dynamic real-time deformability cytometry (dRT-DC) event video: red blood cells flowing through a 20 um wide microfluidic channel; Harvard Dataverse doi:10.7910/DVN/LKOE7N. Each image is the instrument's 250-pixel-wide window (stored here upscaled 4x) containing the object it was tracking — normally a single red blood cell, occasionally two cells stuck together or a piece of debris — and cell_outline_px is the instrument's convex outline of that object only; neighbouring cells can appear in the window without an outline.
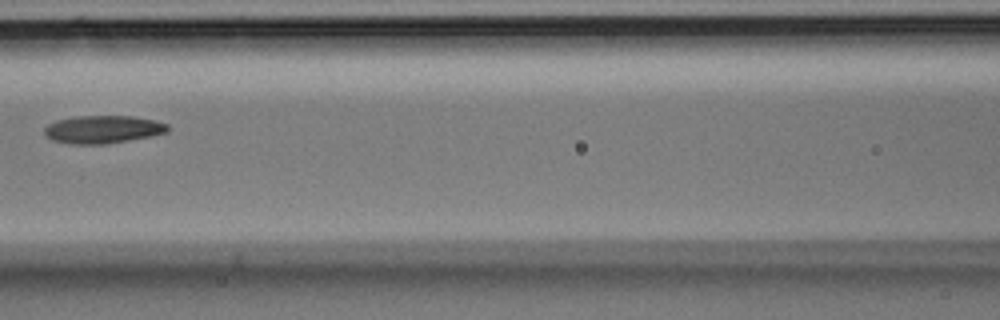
{"species": "Egyptian fruit bat (a non-hibernating species)", "species_latin": "Rousettus aegyptiacus", "temperature_condition": "room temperature", "stored_images_in_passage": 5, "camera_frame_rate_fps": 3000, "um_per_image_px": 0.085, "animal": {"sex": "male"}, "frame": {"image": 1, "passage_image": 5, "time_ms": 1.333, "image_size_px": [1000, 320], "cell_outline_px": [[168, 132], [152, 136], [108, 144], [68, 144], [52, 140], [44, 136], [44, 128], [48, 124], [56, 120], [76, 116], [132, 116], [152, 120], [168, 124]], "centroid_in_image_um": [8.71, 11.01], "position_along_channel_um": 157.9, "area_um2": 20.17}}